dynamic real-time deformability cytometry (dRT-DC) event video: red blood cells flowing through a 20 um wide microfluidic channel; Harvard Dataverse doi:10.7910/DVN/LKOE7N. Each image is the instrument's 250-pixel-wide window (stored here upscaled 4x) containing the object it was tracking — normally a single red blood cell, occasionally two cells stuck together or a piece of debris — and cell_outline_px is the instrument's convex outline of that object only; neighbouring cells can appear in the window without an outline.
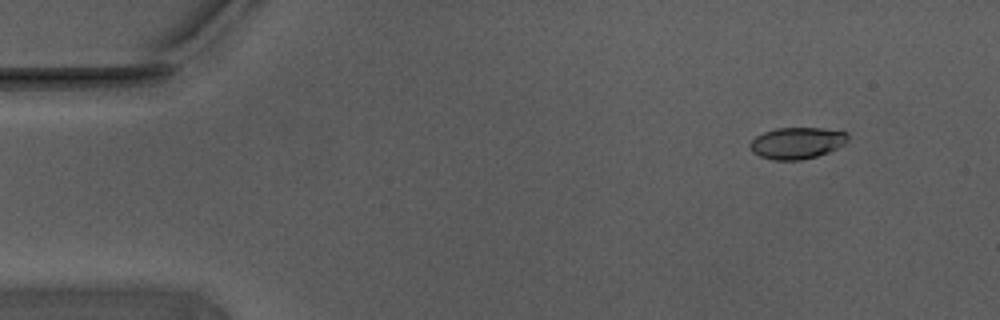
{"species": "Egyptian fruit bat (a non-hibernating species)", "species_latin": "Rousettus aegyptiacus", "temperature_condition": "warm", "stored_images_in_passage": 14, "camera_frame_rate_fps": 3000, "um_per_image_px": 0.085, "animal": {"sex": "male"}, "frame": {"image": 1, "passage_image": 1, "time_ms": 0.0, "image_size_px": [1000, 320], "cell_outline_px": [[848, 140], [844, 144], [828, 152], [816, 156], [800, 160], [772, 160], [760, 156], [752, 152], [748, 144], [756, 136], [764, 132], [776, 128], [820, 128], [848, 132]], "centroid_in_image_um": [67.72, 12.16], "position_along_channel_um": 17.3, "area_um2": 17.98}}